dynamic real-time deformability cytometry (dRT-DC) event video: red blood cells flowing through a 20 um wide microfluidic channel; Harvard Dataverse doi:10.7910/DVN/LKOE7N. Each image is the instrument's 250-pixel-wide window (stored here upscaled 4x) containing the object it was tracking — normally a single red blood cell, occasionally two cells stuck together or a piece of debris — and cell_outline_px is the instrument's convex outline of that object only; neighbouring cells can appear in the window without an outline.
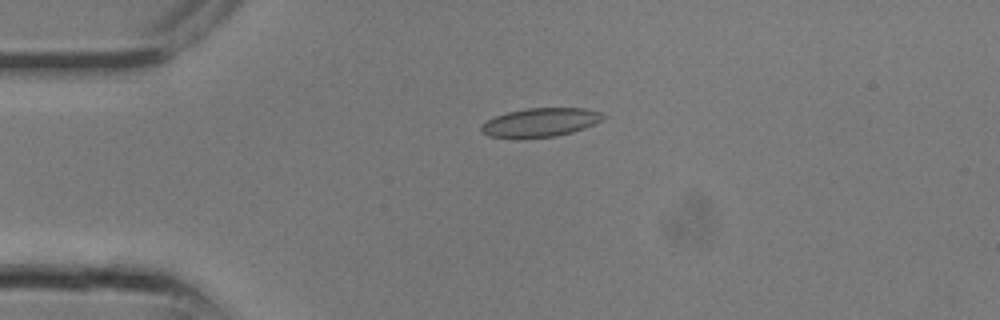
{"species": "common noctule bat (a hibernating species)", "species_latin": "Nyctalus noctula", "temperature_condition": "room temperature", "stored_images_in_passage": 7, "camera_frame_rate_fps": 3000, "um_per_image_px": 0.085, "animal": {"sex": "male", "body_mass_g": 13.3}, "frame": {"image": 1, "passage_image": 2, "time_ms": 0.333, "image_size_px": [1000, 320], "cell_outline_px": [[608, 116], [604, 120], [584, 128], [572, 132], [556, 136], [524, 140], [516, 140], [488, 136], [480, 132], [480, 128], [488, 120], [496, 116], [508, 112], [524, 108], [584, 108], [604, 112]], "centroid_in_image_um": [45.95, 10.43], "position_along_channel_um": 39.1, "area_um2": 21.15}}
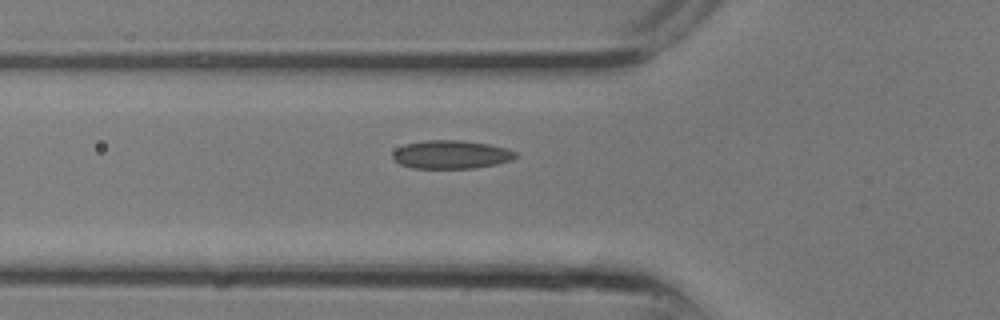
{"frame": {"image": 2, "passage_image": 5, "time_ms": 1.333, "image_size_px": [1000, 320], "cell_outline_px": [[520, 156], [512, 160], [496, 164], [476, 168], [412, 168], [400, 164], [392, 156], [392, 152], [396, 148], [404, 144], [424, 140], [460, 140], [488, 144], [504, 148], [516, 152]], "centroid_in_image_um": [38.34, 13.13], "position_along_channel_um": 87.5, "area_um2": 20.4}}
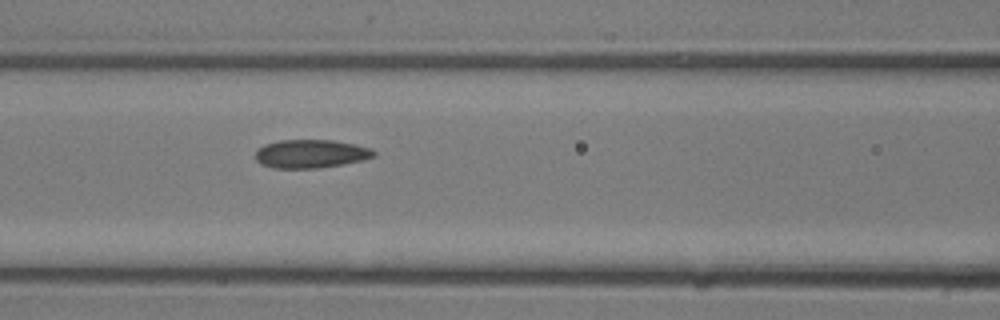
{"frame": {"image": 3, "passage_image": 7, "time_ms": 2.0, "image_size_px": [1000, 320], "cell_outline_px": [[376, 156], [344, 164], [320, 168], [272, 168], [260, 164], [256, 160], [256, 148], [264, 144], [280, 140], [332, 140], [372, 148], [376, 152]], "centroid_in_image_um": [26.39, 13.07], "position_along_channel_um": 140.2, "area_um2": 19.71}}